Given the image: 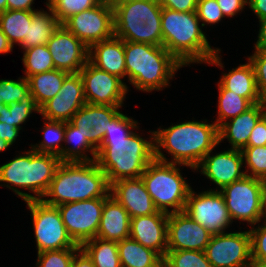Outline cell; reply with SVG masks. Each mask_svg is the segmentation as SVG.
Masks as SVG:
<instances>
[{
  "instance_id": "bcb514c9",
  "label": "cell",
  "mask_w": 266,
  "mask_h": 267,
  "mask_svg": "<svg viewBox=\"0 0 266 267\" xmlns=\"http://www.w3.org/2000/svg\"><path fill=\"white\" fill-rule=\"evenodd\" d=\"M163 8H168L178 12H194L198 0H159Z\"/></svg>"
},
{
  "instance_id": "ffe728a7",
  "label": "cell",
  "mask_w": 266,
  "mask_h": 267,
  "mask_svg": "<svg viewBox=\"0 0 266 267\" xmlns=\"http://www.w3.org/2000/svg\"><path fill=\"white\" fill-rule=\"evenodd\" d=\"M120 107L86 103L69 121L98 149Z\"/></svg>"
},
{
  "instance_id": "f5cc1de1",
  "label": "cell",
  "mask_w": 266,
  "mask_h": 267,
  "mask_svg": "<svg viewBox=\"0 0 266 267\" xmlns=\"http://www.w3.org/2000/svg\"><path fill=\"white\" fill-rule=\"evenodd\" d=\"M259 34L255 43V50L266 51V18L259 20Z\"/></svg>"
},
{
  "instance_id": "816d5d0a",
  "label": "cell",
  "mask_w": 266,
  "mask_h": 267,
  "mask_svg": "<svg viewBox=\"0 0 266 267\" xmlns=\"http://www.w3.org/2000/svg\"><path fill=\"white\" fill-rule=\"evenodd\" d=\"M71 267H94L92 260L80 248L74 255Z\"/></svg>"
},
{
  "instance_id": "2e32d148",
  "label": "cell",
  "mask_w": 266,
  "mask_h": 267,
  "mask_svg": "<svg viewBox=\"0 0 266 267\" xmlns=\"http://www.w3.org/2000/svg\"><path fill=\"white\" fill-rule=\"evenodd\" d=\"M55 69L79 73L89 61V48L60 24L46 44Z\"/></svg>"
},
{
  "instance_id": "ba28073f",
  "label": "cell",
  "mask_w": 266,
  "mask_h": 267,
  "mask_svg": "<svg viewBox=\"0 0 266 267\" xmlns=\"http://www.w3.org/2000/svg\"><path fill=\"white\" fill-rule=\"evenodd\" d=\"M177 165L154 159L141 175L156 208L167 214L183 212L192 189Z\"/></svg>"
},
{
  "instance_id": "9f6ffc18",
  "label": "cell",
  "mask_w": 266,
  "mask_h": 267,
  "mask_svg": "<svg viewBox=\"0 0 266 267\" xmlns=\"http://www.w3.org/2000/svg\"><path fill=\"white\" fill-rule=\"evenodd\" d=\"M11 145L4 139L0 138V152L5 151L7 148H9Z\"/></svg>"
},
{
  "instance_id": "9a60e30c",
  "label": "cell",
  "mask_w": 266,
  "mask_h": 267,
  "mask_svg": "<svg viewBox=\"0 0 266 267\" xmlns=\"http://www.w3.org/2000/svg\"><path fill=\"white\" fill-rule=\"evenodd\" d=\"M86 103L122 107L128 86L122 79L101 70L88 61L79 71Z\"/></svg>"
},
{
  "instance_id": "db71d44e",
  "label": "cell",
  "mask_w": 266,
  "mask_h": 267,
  "mask_svg": "<svg viewBox=\"0 0 266 267\" xmlns=\"http://www.w3.org/2000/svg\"><path fill=\"white\" fill-rule=\"evenodd\" d=\"M13 46L0 29V54L12 52Z\"/></svg>"
},
{
  "instance_id": "1f68e13d",
  "label": "cell",
  "mask_w": 266,
  "mask_h": 267,
  "mask_svg": "<svg viewBox=\"0 0 266 267\" xmlns=\"http://www.w3.org/2000/svg\"><path fill=\"white\" fill-rule=\"evenodd\" d=\"M80 248L92 260L94 267H122L116 241L95 237L84 242Z\"/></svg>"
},
{
  "instance_id": "d6a6232c",
  "label": "cell",
  "mask_w": 266,
  "mask_h": 267,
  "mask_svg": "<svg viewBox=\"0 0 266 267\" xmlns=\"http://www.w3.org/2000/svg\"><path fill=\"white\" fill-rule=\"evenodd\" d=\"M218 118L214 122L218 127L227 120L246 112L253 104L244 97L224 89L218 83Z\"/></svg>"
},
{
  "instance_id": "ab89813d",
  "label": "cell",
  "mask_w": 266,
  "mask_h": 267,
  "mask_svg": "<svg viewBox=\"0 0 266 267\" xmlns=\"http://www.w3.org/2000/svg\"><path fill=\"white\" fill-rule=\"evenodd\" d=\"M29 93V83L25 77L17 81L0 79V103L10 105L20 102Z\"/></svg>"
},
{
  "instance_id": "f907efd6",
  "label": "cell",
  "mask_w": 266,
  "mask_h": 267,
  "mask_svg": "<svg viewBox=\"0 0 266 267\" xmlns=\"http://www.w3.org/2000/svg\"><path fill=\"white\" fill-rule=\"evenodd\" d=\"M247 5L259 20L266 18V0H247Z\"/></svg>"
},
{
  "instance_id": "b9f144b4",
  "label": "cell",
  "mask_w": 266,
  "mask_h": 267,
  "mask_svg": "<svg viewBox=\"0 0 266 267\" xmlns=\"http://www.w3.org/2000/svg\"><path fill=\"white\" fill-rule=\"evenodd\" d=\"M196 14L200 22H202L200 25L202 27L206 24H218L225 17L217 0H198Z\"/></svg>"
},
{
  "instance_id": "3957f363",
  "label": "cell",
  "mask_w": 266,
  "mask_h": 267,
  "mask_svg": "<svg viewBox=\"0 0 266 267\" xmlns=\"http://www.w3.org/2000/svg\"><path fill=\"white\" fill-rule=\"evenodd\" d=\"M204 121H186L154 131L155 159L196 169L205 155L219 145L218 126ZM161 147L171 154V161Z\"/></svg>"
},
{
  "instance_id": "ac0fdd59",
  "label": "cell",
  "mask_w": 266,
  "mask_h": 267,
  "mask_svg": "<svg viewBox=\"0 0 266 267\" xmlns=\"http://www.w3.org/2000/svg\"><path fill=\"white\" fill-rule=\"evenodd\" d=\"M211 236L185 211L168 215L167 250L204 251Z\"/></svg>"
},
{
  "instance_id": "5b68a950",
  "label": "cell",
  "mask_w": 266,
  "mask_h": 267,
  "mask_svg": "<svg viewBox=\"0 0 266 267\" xmlns=\"http://www.w3.org/2000/svg\"><path fill=\"white\" fill-rule=\"evenodd\" d=\"M126 76L144 92L163 90L183 67L163 46L124 41Z\"/></svg>"
},
{
  "instance_id": "e0dca14e",
  "label": "cell",
  "mask_w": 266,
  "mask_h": 267,
  "mask_svg": "<svg viewBox=\"0 0 266 267\" xmlns=\"http://www.w3.org/2000/svg\"><path fill=\"white\" fill-rule=\"evenodd\" d=\"M86 104L84 85L79 73H70L62 88L52 99L39 109L43 119L69 122L78 110Z\"/></svg>"
},
{
  "instance_id": "6f0895ef",
  "label": "cell",
  "mask_w": 266,
  "mask_h": 267,
  "mask_svg": "<svg viewBox=\"0 0 266 267\" xmlns=\"http://www.w3.org/2000/svg\"><path fill=\"white\" fill-rule=\"evenodd\" d=\"M122 0H99L100 3L114 6L115 4L121 2Z\"/></svg>"
},
{
  "instance_id": "277c9868",
  "label": "cell",
  "mask_w": 266,
  "mask_h": 267,
  "mask_svg": "<svg viewBox=\"0 0 266 267\" xmlns=\"http://www.w3.org/2000/svg\"><path fill=\"white\" fill-rule=\"evenodd\" d=\"M109 194L110 184L96 161L61 162L41 200L48 205L58 206L70 202L106 198Z\"/></svg>"
},
{
  "instance_id": "d6986e66",
  "label": "cell",
  "mask_w": 266,
  "mask_h": 267,
  "mask_svg": "<svg viewBox=\"0 0 266 267\" xmlns=\"http://www.w3.org/2000/svg\"><path fill=\"white\" fill-rule=\"evenodd\" d=\"M210 153L213 154L212 151L208 152L195 170L201 168L199 172L218 186L219 189L216 190H221L246 176V173L241 171L244 164L241 150L230 148L212 156Z\"/></svg>"
},
{
  "instance_id": "4316f807",
  "label": "cell",
  "mask_w": 266,
  "mask_h": 267,
  "mask_svg": "<svg viewBox=\"0 0 266 267\" xmlns=\"http://www.w3.org/2000/svg\"><path fill=\"white\" fill-rule=\"evenodd\" d=\"M122 267H163V258L132 238L117 242Z\"/></svg>"
},
{
  "instance_id": "4fadbf2b",
  "label": "cell",
  "mask_w": 266,
  "mask_h": 267,
  "mask_svg": "<svg viewBox=\"0 0 266 267\" xmlns=\"http://www.w3.org/2000/svg\"><path fill=\"white\" fill-rule=\"evenodd\" d=\"M204 252L212 267H250V232L248 230L213 235Z\"/></svg>"
},
{
  "instance_id": "44dd1931",
  "label": "cell",
  "mask_w": 266,
  "mask_h": 267,
  "mask_svg": "<svg viewBox=\"0 0 266 267\" xmlns=\"http://www.w3.org/2000/svg\"><path fill=\"white\" fill-rule=\"evenodd\" d=\"M168 215L158 211L131 218L130 238L164 258L167 252Z\"/></svg>"
},
{
  "instance_id": "52a82bcc",
  "label": "cell",
  "mask_w": 266,
  "mask_h": 267,
  "mask_svg": "<svg viewBox=\"0 0 266 267\" xmlns=\"http://www.w3.org/2000/svg\"><path fill=\"white\" fill-rule=\"evenodd\" d=\"M114 35L124 41L163 46L159 0H122L113 6Z\"/></svg>"
},
{
  "instance_id": "d4e9b609",
  "label": "cell",
  "mask_w": 266,
  "mask_h": 267,
  "mask_svg": "<svg viewBox=\"0 0 266 267\" xmlns=\"http://www.w3.org/2000/svg\"><path fill=\"white\" fill-rule=\"evenodd\" d=\"M262 116V106L258 103L239 116L222 123L218 127L219 144L226 138L231 144V149L242 150L248 147L249 136Z\"/></svg>"
},
{
  "instance_id": "603a6c76",
  "label": "cell",
  "mask_w": 266,
  "mask_h": 267,
  "mask_svg": "<svg viewBox=\"0 0 266 267\" xmlns=\"http://www.w3.org/2000/svg\"><path fill=\"white\" fill-rule=\"evenodd\" d=\"M89 61L97 68L118 78L126 77L124 40L115 35L89 48Z\"/></svg>"
},
{
  "instance_id": "ee69618b",
  "label": "cell",
  "mask_w": 266,
  "mask_h": 267,
  "mask_svg": "<svg viewBox=\"0 0 266 267\" xmlns=\"http://www.w3.org/2000/svg\"><path fill=\"white\" fill-rule=\"evenodd\" d=\"M251 236L252 262H266V221L249 230Z\"/></svg>"
},
{
  "instance_id": "f1b7e54d",
  "label": "cell",
  "mask_w": 266,
  "mask_h": 267,
  "mask_svg": "<svg viewBox=\"0 0 266 267\" xmlns=\"http://www.w3.org/2000/svg\"><path fill=\"white\" fill-rule=\"evenodd\" d=\"M47 8L49 12L40 9L32 15L31 25H28L27 37L19 44L23 50L38 45H46L54 31L59 27L60 22L56 15L48 6Z\"/></svg>"
},
{
  "instance_id": "cb8c5ba5",
  "label": "cell",
  "mask_w": 266,
  "mask_h": 267,
  "mask_svg": "<svg viewBox=\"0 0 266 267\" xmlns=\"http://www.w3.org/2000/svg\"><path fill=\"white\" fill-rule=\"evenodd\" d=\"M131 217L127 210L110 194L105 198L96 237L122 241L130 237Z\"/></svg>"
},
{
  "instance_id": "d590c367",
  "label": "cell",
  "mask_w": 266,
  "mask_h": 267,
  "mask_svg": "<svg viewBox=\"0 0 266 267\" xmlns=\"http://www.w3.org/2000/svg\"><path fill=\"white\" fill-rule=\"evenodd\" d=\"M23 54V64L25 66V78L31 75L43 73L55 69L52 55L47 45H38L25 49Z\"/></svg>"
},
{
  "instance_id": "8d00e7d4",
  "label": "cell",
  "mask_w": 266,
  "mask_h": 267,
  "mask_svg": "<svg viewBox=\"0 0 266 267\" xmlns=\"http://www.w3.org/2000/svg\"><path fill=\"white\" fill-rule=\"evenodd\" d=\"M163 267H212L204 251L167 250Z\"/></svg>"
},
{
  "instance_id": "f6af8a7d",
  "label": "cell",
  "mask_w": 266,
  "mask_h": 267,
  "mask_svg": "<svg viewBox=\"0 0 266 267\" xmlns=\"http://www.w3.org/2000/svg\"><path fill=\"white\" fill-rule=\"evenodd\" d=\"M266 145V119L262 116L253 128L248 139V146Z\"/></svg>"
},
{
  "instance_id": "7bdbcfd3",
  "label": "cell",
  "mask_w": 266,
  "mask_h": 267,
  "mask_svg": "<svg viewBox=\"0 0 266 267\" xmlns=\"http://www.w3.org/2000/svg\"><path fill=\"white\" fill-rule=\"evenodd\" d=\"M254 52L248 60L254 69L260 99L266 101V51L255 50Z\"/></svg>"
},
{
  "instance_id": "680465c9",
  "label": "cell",
  "mask_w": 266,
  "mask_h": 267,
  "mask_svg": "<svg viewBox=\"0 0 266 267\" xmlns=\"http://www.w3.org/2000/svg\"><path fill=\"white\" fill-rule=\"evenodd\" d=\"M7 10V0H0V12Z\"/></svg>"
},
{
  "instance_id": "9c48e42d",
  "label": "cell",
  "mask_w": 266,
  "mask_h": 267,
  "mask_svg": "<svg viewBox=\"0 0 266 267\" xmlns=\"http://www.w3.org/2000/svg\"><path fill=\"white\" fill-rule=\"evenodd\" d=\"M32 215L37 253L66 248H80L67 232L57 206L42 200L26 201Z\"/></svg>"
},
{
  "instance_id": "60d3db41",
  "label": "cell",
  "mask_w": 266,
  "mask_h": 267,
  "mask_svg": "<svg viewBox=\"0 0 266 267\" xmlns=\"http://www.w3.org/2000/svg\"><path fill=\"white\" fill-rule=\"evenodd\" d=\"M80 248H66L60 250L37 253L36 267H71L75 253Z\"/></svg>"
},
{
  "instance_id": "7c38bea8",
  "label": "cell",
  "mask_w": 266,
  "mask_h": 267,
  "mask_svg": "<svg viewBox=\"0 0 266 267\" xmlns=\"http://www.w3.org/2000/svg\"><path fill=\"white\" fill-rule=\"evenodd\" d=\"M213 236L225 233L232 223L225 199L219 190L210 189L196 194L191 189L184 210Z\"/></svg>"
},
{
  "instance_id": "7402d4cb",
  "label": "cell",
  "mask_w": 266,
  "mask_h": 267,
  "mask_svg": "<svg viewBox=\"0 0 266 267\" xmlns=\"http://www.w3.org/2000/svg\"><path fill=\"white\" fill-rule=\"evenodd\" d=\"M110 195L127 210L131 218L159 211L141 177L111 183Z\"/></svg>"
},
{
  "instance_id": "11a10c76",
  "label": "cell",
  "mask_w": 266,
  "mask_h": 267,
  "mask_svg": "<svg viewBox=\"0 0 266 267\" xmlns=\"http://www.w3.org/2000/svg\"><path fill=\"white\" fill-rule=\"evenodd\" d=\"M262 219L266 221V180H264L262 192Z\"/></svg>"
},
{
  "instance_id": "74e56055",
  "label": "cell",
  "mask_w": 266,
  "mask_h": 267,
  "mask_svg": "<svg viewBox=\"0 0 266 267\" xmlns=\"http://www.w3.org/2000/svg\"><path fill=\"white\" fill-rule=\"evenodd\" d=\"M48 1V2H47ZM48 6L56 15V18L63 24L72 15L98 5L99 0H47Z\"/></svg>"
},
{
  "instance_id": "484cf974",
  "label": "cell",
  "mask_w": 266,
  "mask_h": 267,
  "mask_svg": "<svg viewBox=\"0 0 266 267\" xmlns=\"http://www.w3.org/2000/svg\"><path fill=\"white\" fill-rule=\"evenodd\" d=\"M218 83L226 90L247 98L253 105L261 103L252 64H240L221 76Z\"/></svg>"
},
{
  "instance_id": "6da1fadb",
  "label": "cell",
  "mask_w": 266,
  "mask_h": 267,
  "mask_svg": "<svg viewBox=\"0 0 266 267\" xmlns=\"http://www.w3.org/2000/svg\"><path fill=\"white\" fill-rule=\"evenodd\" d=\"M138 122L119 112L106 131L97 149L96 163L106 174L109 184L138 178L155 159L154 131L151 139L140 137L131 130L138 129Z\"/></svg>"
},
{
  "instance_id": "f35d334b",
  "label": "cell",
  "mask_w": 266,
  "mask_h": 267,
  "mask_svg": "<svg viewBox=\"0 0 266 267\" xmlns=\"http://www.w3.org/2000/svg\"><path fill=\"white\" fill-rule=\"evenodd\" d=\"M241 152L247 166L246 176L266 180V145L248 146Z\"/></svg>"
},
{
  "instance_id": "c3c4849f",
  "label": "cell",
  "mask_w": 266,
  "mask_h": 267,
  "mask_svg": "<svg viewBox=\"0 0 266 267\" xmlns=\"http://www.w3.org/2000/svg\"><path fill=\"white\" fill-rule=\"evenodd\" d=\"M19 128L0 122V138L12 145L19 136Z\"/></svg>"
},
{
  "instance_id": "7dc6e473",
  "label": "cell",
  "mask_w": 266,
  "mask_h": 267,
  "mask_svg": "<svg viewBox=\"0 0 266 267\" xmlns=\"http://www.w3.org/2000/svg\"><path fill=\"white\" fill-rule=\"evenodd\" d=\"M217 3L224 16L233 17L242 12L247 0H217Z\"/></svg>"
},
{
  "instance_id": "91938a15",
  "label": "cell",
  "mask_w": 266,
  "mask_h": 267,
  "mask_svg": "<svg viewBox=\"0 0 266 267\" xmlns=\"http://www.w3.org/2000/svg\"><path fill=\"white\" fill-rule=\"evenodd\" d=\"M250 267H266V262H252Z\"/></svg>"
},
{
  "instance_id": "83f0119b",
  "label": "cell",
  "mask_w": 266,
  "mask_h": 267,
  "mask_svg": "<svg viewBox=\"0 0 266 267\" xmlns=\"http://www.w3.org/2000/svg\"><path fill=\"white\" fill-rule=\"evenodd\" d=\"M69 74L63 70L54 69L27 78L30 93L39 108L58 94Z\"/></svg>"
},
{
  "instance_id": "4dcf8cb0",
  "label": "cell",
  "mask_w": 266,
  "mask_h": 267,
  "mask_svg": "<svg viewBox=\"0 0 266 267\" xmlns=\"http://www.w3.org/2000/svg\"><path fill=\"white\" fill-rule=\"evenodd\" d=\"M36 11L6 10L0 12V29L14 47L27 37L28 25Z\"/></svg>"
},
{
  "instance_id": "7a4b0ae2",
  "label": "cell",
  "mask_w": 266,
  "mask_h": 267,
  "mask_svg": "<svg viewBox=\"0 0 266 267\" xmlns=\"http://www.w3.org/2000/svg\"><path fill=\"white\" fill-rule=\"evenodd\" d=\"M163 47L184 67L191 63H207L224 68L220 49L212 48L194 12L161 11Z\"/></svg>"
},
{
  "instance_id": "e575fe53",
  "label": "cell",
  "mask_w": 266,
  "mask_h": 267,
  "mask_svg": "<svg viewBox=\"0 0 266 267\" xmlns=\"http://www.w3.org/2000/svg\"><path fill=\"white\" fill-rule=\"evenodd\" d=\"M43 139L39 144L31 145V148L39 153H49L59 156L63 151L62 141L65 136V121L43 119Z\"/></svg>"
},
{
  "instance_id": "681fc988",
  "label": "cell",
  "mask_w": 266,
  "mask_h": 267,
  "mask_svg": "<svg viewBox=\"0 0 266 267\" xmlns=\"http://www.w3.org/2000/svg\"><path fill=\"white\" fill-rule=\"evenodd\" d=\"M34 0H7V10L38 11L33 9Z\"/></svg>"
},
{
  "instance_id": "8992f818",
  "label": "cell",
  "mask_w": 266,
  "mask_h": 267,
  "mask_svg": "<svg viewBox=\"0 0 266 267\" xmlns=\"http://www.w3.org/2000/svg\"><path fill=\"white\" fill-rule=\"evenodd\" d=\"M60 163V158L57 155L39 153L30 149L0 166V182L7 183V185L3 184L4 187L12 189L25 202L41 200ZM14 186L28 189L35 195L20 191Z\"/></svg>"
},
{
  "instance_id": "8fae6325",
  "label": "cell",
  "mask_w": 266,
  "mask_h": 267,
  "mask_svg": "<svg viewBox=\"0 0 266 267\" xmlns=\"http://www.w3.org/2000/svg\"><path fill=\"white\" fill-rule=\"evenodd\" d=\"M105 198L58 205L62 221L72 240L79 246L96 237Z\"/></svg>"
},
{
  "instance_id": "30bf717a",
  "label": "cell",
  "mask_w": 266,
  "mask_h": 267,
  "mask_svg": "<svg viewBox=\"0 0 266 267\" xmlns=\"http://www.w3.org/2000/svg\"><path fill=\"white\" fill-rule=\"evenodd\" d=\"M263 184L262 179L245 176L219 190L232 222L238 219L250 226L261 222Z\"/></svg>"
},
{
  "instance_id": "f546056e",
  "label": "cell",
  "mask_w": 266,
  "mask_h": 267,
  "mask_svg": "<svg viewBox=\"0 0 266 267\" xmlns=\"http://www.w3.org/2000/svg\"><path fill=\"white\" fill-rule=\"evenodd\" d=\"M64 143L73 145L70 147L69 145H64L65 148H63L62 153L59 155L61 162L96 161L97 149L70 122H66ZM87 151L91 153V158L85 155Z\"/></svg>"
},
{
  "instance_id": "5bb4252c",
  "label": "cell",
  "mask_w": 266,
  "mask_h": 267,
  "mask_svg": "<svg viewBox=\"0 0 266 267\" xmlns=\"http://www.w3.org/2000/svg\"><path fill=\"white\" fill-rule=\"evenodd\" d=\"M62 25L90 48L94 43L114 36L113 6L99 3L72 15Z\"/></svg>"
},
{
  "instance_id": "94428289",
  "label": "cell",
  "mask_w": 266,
  "mask_h": 267,
  "mask_svg": "<svg viewBox=\"0 0 266 267\" xmlns=\"http://www.w3.org/2000/svg\"><path fill=\"white\" fill-rule=\"evenodd\" d=\"M261 106L263 110V117L266 119V101H261Z\"/></svg>"
},
{
  "instance_id": "836d02e7",
  "label": "cell",
  "mask_w": 266,
  "mask_h": 267,
  "mask_svg": "<svg viewBox=\"0 0 266 267\" xmlns=\"http://www.w3.org/2000/svg\"><path fill=\"white\" fill-rule=\"evenodd\" d=\"M32 112H40L34 97L29 93L20 102L5 105L0 103V122L22 130L20 124L26 122Z\"/></svg>"
}]
</instances>
